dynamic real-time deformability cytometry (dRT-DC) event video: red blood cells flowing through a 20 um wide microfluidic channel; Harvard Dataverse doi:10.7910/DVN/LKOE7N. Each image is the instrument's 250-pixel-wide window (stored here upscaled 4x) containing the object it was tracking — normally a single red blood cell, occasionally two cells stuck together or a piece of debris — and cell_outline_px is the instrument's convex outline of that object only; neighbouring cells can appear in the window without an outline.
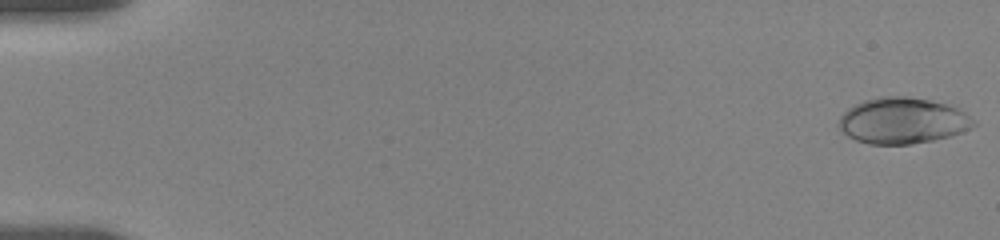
{"species": "human", "species_latin": "Homo sapiens", "temperature_condition": "room temperature", "stored_images_in_passage": 20, "camera_frame_rate_fps": 3000, "um_per_image_px": 0.085, "donor": {"sex": "female"}, "frame": {"image": 1, "passage_image": 1, "time_ms": 0.0, "image_size_px": [1000, 240], "cell_outline_px": [[976, 124], [972, 128], [952, 136], [912, 144], [868, 144], [856, 140], [848, 136], [836, 124], [840, 116], [848, 108], [864, 100], [880, 96], [908, 96], [932, 100], [956, 108], [964, 112]], "centroid_in_image_um": [76.69, 10.26], "position_along_channel_um": 8.3, "area_um2": 36.18}}
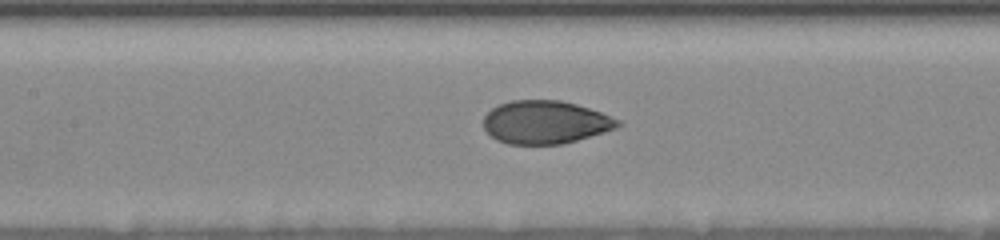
{"frame": {"image": 2, "passage_image": 13, "time_ms": 8.667, "image_size_px": [1000, 240], "cell_outline_px": [[624, 124], [616, 128], [604, 132], [564, 144], [508, 144], [496, 140], [484, 128], [484, 116], [492, 108], [500, 104], [512, 100], [560, 100], [576, 104], [600, 112], [620, 120]], "centroid_in_image_um": [46.36, 10.39], "position_along_channel_um": 161.0, "area_um2": 33.7}}
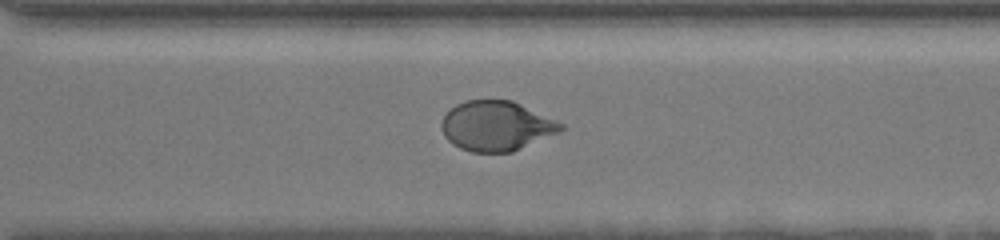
{"frame": {"image": 3, "passage_image": 20, "time_ms": 13.333, "image_size_px": [1000, 240], "cell_outline_px": [[564, 128], [560, 132], [512, 152], [472, 152], [460, 148], [452, 144], [444, 136], [440, 124], [444, 116], [456, 104], [464, 100], [512, 100], [556, 120], [564, 124]], "centroid_in_image_um": [42.18, 10.71], "position_along_channel_um": 328.4, "area_um2": 34.62}}